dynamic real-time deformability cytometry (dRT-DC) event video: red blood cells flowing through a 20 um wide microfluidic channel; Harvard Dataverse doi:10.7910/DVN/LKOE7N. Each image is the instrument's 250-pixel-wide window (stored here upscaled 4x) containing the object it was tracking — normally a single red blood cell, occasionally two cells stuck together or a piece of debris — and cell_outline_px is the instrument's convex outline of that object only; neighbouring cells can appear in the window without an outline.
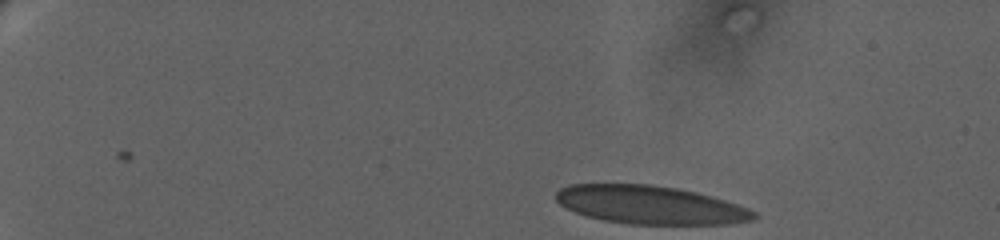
{"species": "human", "species_latin": "Homo sapiens", "temperature_condition": "warm", "stored_images_in_passage": 11, "camera_frame_rate_fps": 3000, "um_per_image_px": 0.085, "donor": {"sex": "female"}, "frame": {"image": 1, "passage_image": 1, "time_ms": 0.0, "image_size_px": [1000, 240], "cell_outline_px": [[756, 216], [752, 220], [724, 224], [632, 224], [604, 220], [588, 216], [576, 212], [560, 204], [556, 200], [556, 192], [560, 188], [572, 184], [648, 184], [672, 188], [692, 192], [724, 200], [736, 204], [756, 212]], "centroid_in_image_um": [55.22, 17.42], "position_along_channel_um": 29.8, "area_um2": 43.41}}
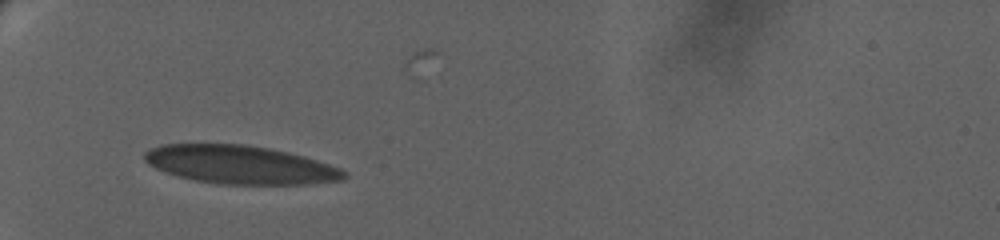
{"frame": {"image": 2, "passage_image": 10, "time_ms": 4.667, "image_size_px": [1000, 240], "cell_outline_px": [[348, 176], [340, 180], [304, 184], [224, 184], [196, 180], [180, 176], [168, 172], [148, 164], [144, 160], [144, 152], [152, 148], [164, 144], [244, 144], [268, 148], [288, 152], [304, 156], [340, 168]], "centroid_in_image_um": [20.42, 13.99], "position_along_channel_um": 64.6, "area_um2": 43.99}}